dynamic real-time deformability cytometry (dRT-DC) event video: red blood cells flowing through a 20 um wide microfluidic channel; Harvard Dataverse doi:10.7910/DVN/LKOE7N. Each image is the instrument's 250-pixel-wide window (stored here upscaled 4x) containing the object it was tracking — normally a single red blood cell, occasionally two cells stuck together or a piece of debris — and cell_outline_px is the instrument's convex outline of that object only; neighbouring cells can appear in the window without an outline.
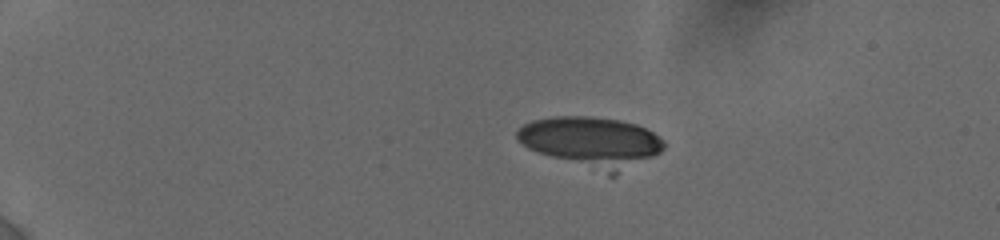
{"species": "human", "species_latin": "Homo sapiens", "temperature_condition": "cold", "stored_images_in_passage": 18, "camera_frame_rate_fps": 3000, "um_per_image_px": 0.085, "donor": {"sex": "female"}, "frame": {"image": 1, "passage_image": 1, "time_ms": 0.0, "image_size_px": [1000, 240], "cell_outline_px": [[664, 148], [660, 152], [616, 176], [608, 176], [536, 152], [528, 148], [516, 140], [516, 132], [524, 124], [532, 120], [556, 116], [588, 116], [616, 120], [636, 124], [652, 132], [664, 140]], "centroid_in_image_um": [50.25, 12.1], "position_along_channel_um": 34.7, "area_um2": 43.29}}